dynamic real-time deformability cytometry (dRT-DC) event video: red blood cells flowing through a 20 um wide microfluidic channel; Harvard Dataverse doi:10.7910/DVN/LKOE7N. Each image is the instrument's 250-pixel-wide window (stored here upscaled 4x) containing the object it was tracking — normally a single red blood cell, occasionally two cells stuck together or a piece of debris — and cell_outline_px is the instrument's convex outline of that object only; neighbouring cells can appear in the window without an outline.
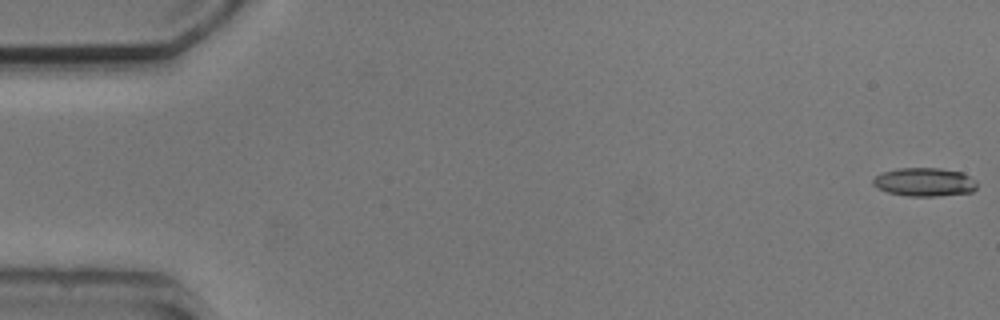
{"species": "common noctule bat (a hibernating species)", "species_latin": "Nyctalus noctula", "temperature_condition": "cold", "stored_images_in_passage": 6, "camera_frame_rate_fps": 3000, "um_per_image_px": 0.085, "animal": {"sex": "male", "body_mass_g": 20.5, "forearm_length_mm": 52.5}, "frame": {"image": 1, "passage_image": 1, "time_ms": 0.0, "image_size_px": [1000, 320], "cell_outline_px": [[976, 188], [972, 192], [936, 196], [908, 196], [888, 192], [872, 184], [872, 180], [876, 176], [884, 172], [900, 168], [940, 168], [964, 172], [976, 180]], "centroid_in_image_um": [78.62, 15.47], "position_along_channel_um": 6.4, "area_um2": 17.22}}
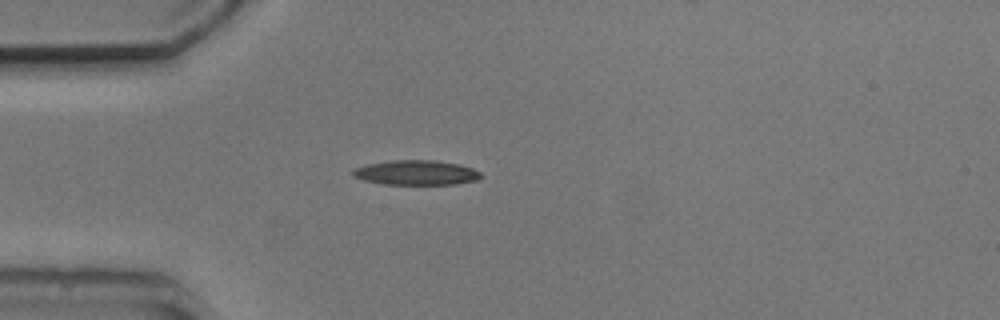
{"frame": {"image": 2, "passage_image": 5, "time_ms": 4.667, "image_size_px": [1000, 320], "cell_outline_px": [[484, 176], [476, 180], [456, 184], [384, 184], [364, 180], [352, 176], [352, 168], [364, 164], [392, 160], [436, 160], [460, 164], [472, 168], [480, 172]], "centroid_in_image_um": [35.36, 14.66], "position_along_channel_um": 49.6, "area_um2": 18.67}}